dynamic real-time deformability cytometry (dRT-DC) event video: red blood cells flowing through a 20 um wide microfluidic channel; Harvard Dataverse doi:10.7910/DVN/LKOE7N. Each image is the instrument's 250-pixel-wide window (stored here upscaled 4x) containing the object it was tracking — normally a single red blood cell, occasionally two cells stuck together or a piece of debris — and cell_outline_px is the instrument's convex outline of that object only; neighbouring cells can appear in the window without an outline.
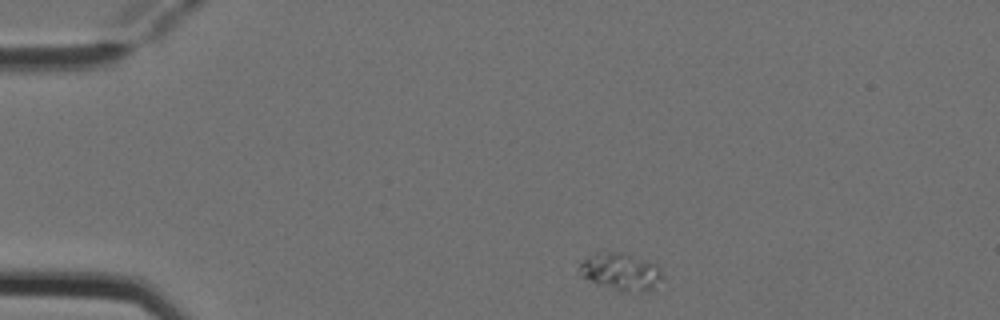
{"species": "Egyptian fruit bat (a non-hibernating species)", "species_latin": "Rousettus aegyptiacus", "temperature_condition": "cold", "stored_images_in_passage": 5, "camera_frame_rate_fps": 3000, "um_per_image_px": 0.085, "animal": {"sex": "female"}, "frame": {"image": 1, "passage_image": 1, "time_ms": 0.0, "image_size_px": [1000, 320], "cell_outline_px": [[664, 276], [652, 288], [644, 292], [624, 292], [600, 284], [580, 276], [580, 264], [584, 260], [596, 252], [620, 252], [632, 256], [652, 264], [660, 268]], "centroid_in_image_um": [52.76, 23.11], "position_along_channel_um": 32.2, "area_um2": 17.51}}
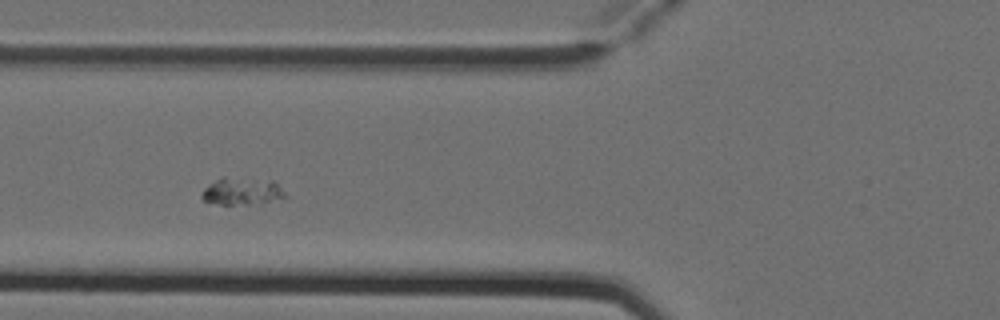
{"frame": {"image": 2, "passage_image": 4, "time_ms": 1.0, "image_size_px": [1000, 320], "cell_outline_px": [[288, 196], [284, 200], [260, 204], [220, 204], [204, 200], [200, 196], [204, 188], [220, 176], [224, 176], [272, 180]], "centroid_in_image_um": [20.61, 16.26], "position_along_channel_um": 105.2, "area_um2": 13.64}}
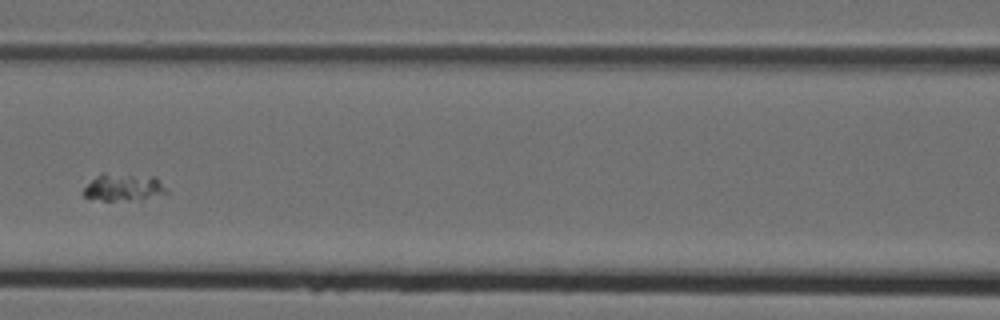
{"frame": {"image": 3, "passage_image": 5, "time_ms": 1.333, "image_size_px": [1000, 320], "cell_outline_px": [[168, 192], [140, 200], [100, 200], [84, 196], [84, 188], [96, 176], [104, 172], [156, 176]], "centroid_in_image_um": [10.51, 15.9], "position_along_channel_um": 156.1, "area_um2": 13.18}}